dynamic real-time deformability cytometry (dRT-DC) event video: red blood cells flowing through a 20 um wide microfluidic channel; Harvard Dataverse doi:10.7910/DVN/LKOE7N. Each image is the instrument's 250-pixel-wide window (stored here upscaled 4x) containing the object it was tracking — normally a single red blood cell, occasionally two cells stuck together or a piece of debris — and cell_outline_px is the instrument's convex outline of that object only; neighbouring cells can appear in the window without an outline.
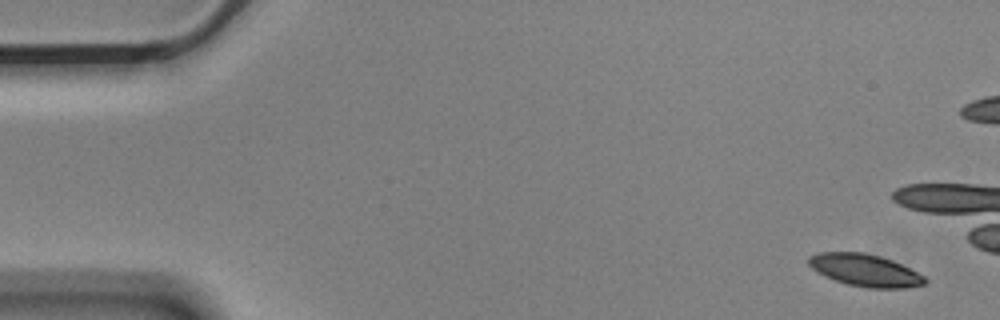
{"species": "Egyptian fruit bat (a non-hibernating species)", "species_latin": "Rousettus aegyptiacus", "temperature_condition": "cold", "stored_images_in_passage": 16, "camera_frame_rate_fps": 3000, "um_per_image_px": 0.085, "animal": {"sex": "male"}, "frame": {"image": 1, "passage_image": 1, "time_ms": 0.0, "image_size_px": [1000, 320], "cell_outline_px": [[928, 280], [924, 284], [908, 288], [868, 288], [848, 284], [824, 276], [812, 268], [808, 264], [808, 256], [820, 252], [864, 252], [880, 256], [892, 260], [924, 276]], "centroid_in_image_um": [73.52, 22.97], "position_along_channel_um": 11.5, "area_um2": 21.73}}